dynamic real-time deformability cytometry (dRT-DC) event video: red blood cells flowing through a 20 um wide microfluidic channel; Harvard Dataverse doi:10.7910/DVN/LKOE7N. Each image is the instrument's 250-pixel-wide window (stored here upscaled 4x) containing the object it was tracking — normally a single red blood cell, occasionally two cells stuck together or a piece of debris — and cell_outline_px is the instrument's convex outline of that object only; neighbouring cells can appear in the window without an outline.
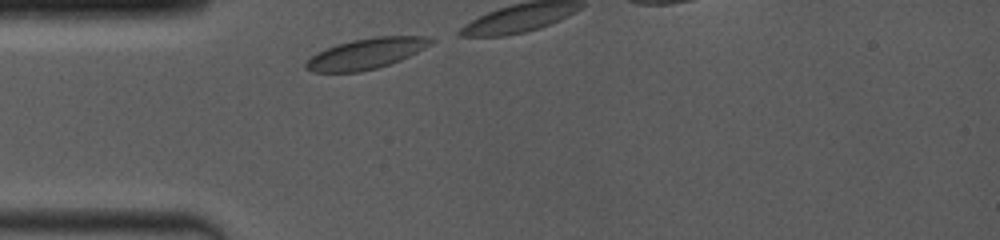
{"species": "common noctule bat (a hibernating species)", "species_latin": "Nyctalus noctula", "temperature_condition": "room temperature", "stored_images_in_passage": 9, "camera_frame_rate_fps": 4000, "um_per_image_px": 0.085, "animal": {"sex": "female", "body_mass_g": 19.0, "forearm_length_mm": 53.3}, "frame": {"image": 1, "passage_image": 1, "time_ms": 0.0, "image_size_px": [1000, 240], "cell_outline_px": [[436, 40], [432, 44], [400, 60], [376, 68], [360, 72], [312, 72], [304, 68], [304, 64], [316, 52], [336, 44], [352, 40], [372, 36], [432, 36]], "centroid_in_image_um": [31.12, 4.54], "position_along_channel_um": 53.9, "area_um2": 22.43}}